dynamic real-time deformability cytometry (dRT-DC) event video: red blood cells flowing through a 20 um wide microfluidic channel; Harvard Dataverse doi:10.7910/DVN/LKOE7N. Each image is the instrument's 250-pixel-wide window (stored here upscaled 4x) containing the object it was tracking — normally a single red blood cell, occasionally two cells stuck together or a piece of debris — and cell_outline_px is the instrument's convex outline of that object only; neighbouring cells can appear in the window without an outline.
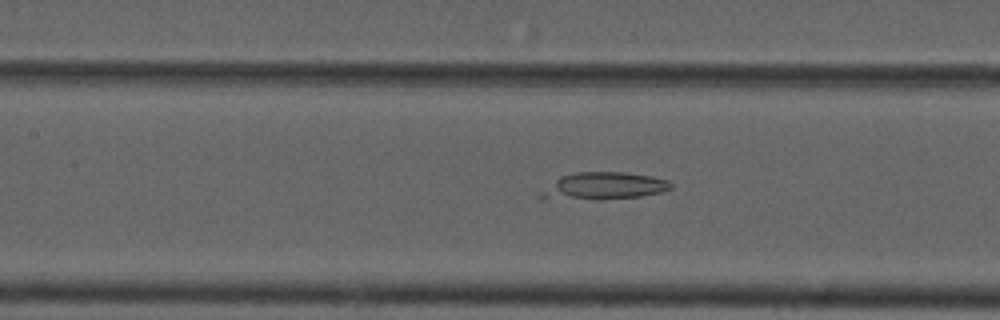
{"species": "common noctule bat (a hibernating species)", "species_latin": "Nyctalus noctula", "temperature_condition": "cold", "stored_images_in_passage": 40, "camera_frame_rate_fps": 3000, "um_per_image_px": 0.085, "animal": {"sex": "male", "forearm_length_mm": 52.5}, "frame": {"image": 1, "passage_image": 10, "time_ms": 3.0, "image_size_px": [1000, 320], "cell_outline_px": [[672, 188], [664, 192], [640, 196], [596, 200], [592, 200], [540, 196], [540, 192], [560, 176], [576, 172], [624, 172], [652, 176], [668, 180], [672, 184]], "centroid_in_image_um": [51.42, 15.8], "position_along_channel_um": 156.0, "area_um2": 20.35}}
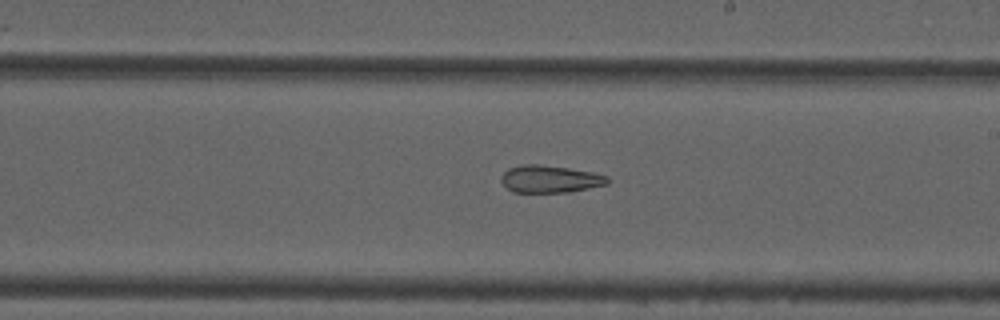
{"frame": {"image": 2, "passage_image": 17, "time_ms": 5.333, "image_size_px": [1000, 320], "cell_outline_px": [[608, 184], [568, 192], [512, 192], [500, 180], [500, 176], [508, 168], [524, 164], [540, 164], [568, 168], [592, 172], [608, 176]], "centroid_in_image_um": [46.73, 15.21], "position_along_channel_um": 242.3, "area_um2": 16.88}}
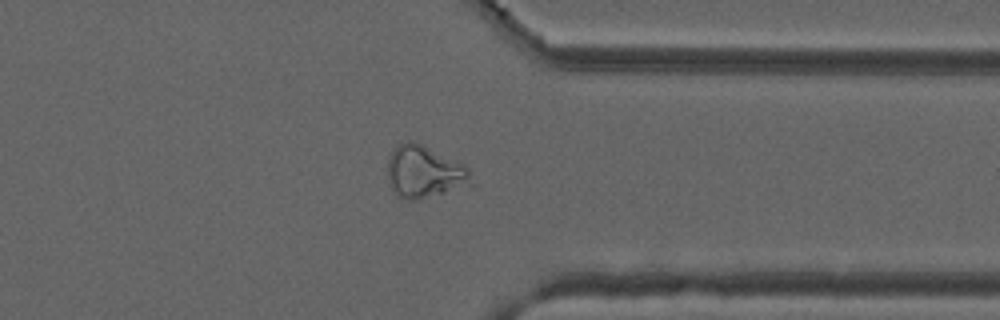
{"frame": {"image": 3, "passage_image": 28, "time_ms": 9.0, "image_size_px": [1000, 320], "cell_outline_px": [[472, 188], [416, 200], [408, 200], [400, 196], [388, 184], [388, 160], [392, 152], [400, 144], [408, 140], [420, 144], [464, 164], [468, 168]], "centroid_in_image_um": [36.12, 14.66], "position_along_channel_um": 375.3, "area_um2": 25.49}, "authors_computed_cell_mechanics": {"area_um2": 19.8832, "velocity_mm_per_s": 3.7074, "shape_relaxation_time_tau1_ms": null, "shape_relaxation_time_tau2_ms": 4.3802, "deformation_change_tau1": null, "deformation_change_tau2": 0.1189}}